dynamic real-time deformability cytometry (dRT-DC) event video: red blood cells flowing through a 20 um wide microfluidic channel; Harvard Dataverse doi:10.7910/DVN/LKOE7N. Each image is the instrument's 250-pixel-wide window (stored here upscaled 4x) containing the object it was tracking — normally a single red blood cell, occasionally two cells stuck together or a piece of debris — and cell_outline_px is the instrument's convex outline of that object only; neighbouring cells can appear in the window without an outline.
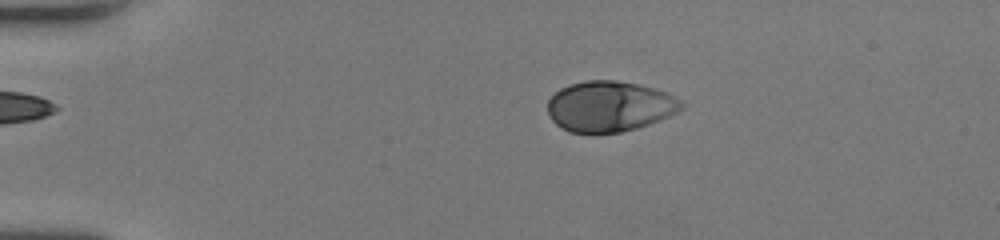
{"species": "human", "species_latin": "Homo sapiens", "temperature_condition": "room temperature", "stored_images_in_passage": 42, "camera_frame_rate_fps": 3000, "um_per_image_px": 0.085, "donor": {"sex": "female"}, "frame": {"image": 1, "passage_image": 1, "time_ms": 0.0, "image_size_px": [1000, 240], "cell_outline_px": [[684, 108], [660, 120], [636, 128], [620, 132], [568, 132], [560, 128], [552, 120], [548, 112], [548, 100], [560, 88], [572, 84], [588, 80], [616, 80], [640, 84], [668, 92], [680, 100], [684, 104]], "centroid_in_image_um": [51.83, 9.03], "position_along_channel_um": 33.2, "area_um2": 39.36}}
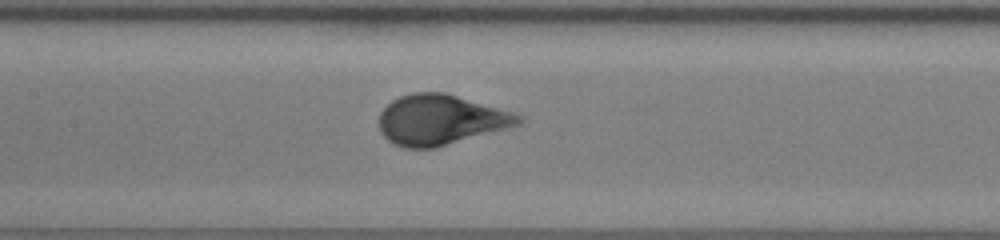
{"frame": {"image": 2, "passage_image": 16, "time_ms": 5.0, "image_size_px": [1000, 240], "cell_outline_px": [[524, 120], [520, 124], [508, 128], [436, 148], [404, 148], [392, 144], [380, 132], [380, 112], [392, 100], [400, 96], [412, 92], [444, 92], [512, 112], [524, 116]], "centroid_in_image_um": [37.44, 10.19], "position_along_channel_um": 170.0, "area_um2": 40.81}}
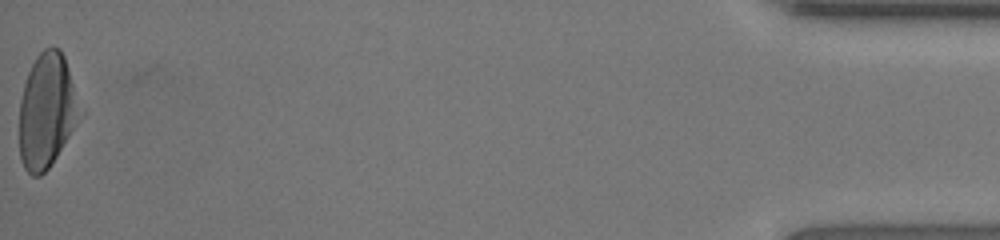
{"frame": {"image": 3, "passage_image": 42, "time_ms": 13.667, "image_size_px": [1000, 240], "cell_outline_px": [[84, 116], [48, 168], [40, 176], [32, 176], [24, 168], [20, 160], [20, 100], [24, 84], [28, 72], [36, 56], [44, 48], [60, 48], [64, 56], [84, 112]], "centroid_in_image_um": [4.02, 9.42], "position_along_channel_um": 431.2, "area_um2": 40.92}, "authors_computed_cell_mechanics": {"area_um2": 39.9976, "velocity_mm_per_s": 4.076, "shape_relaxation_time_tau1_ms": 3.2189, "shape_relaxation_time_tau2_ms": null, "deformation_change_tau1": 0.1811, "deformation_change_tau2": null}}